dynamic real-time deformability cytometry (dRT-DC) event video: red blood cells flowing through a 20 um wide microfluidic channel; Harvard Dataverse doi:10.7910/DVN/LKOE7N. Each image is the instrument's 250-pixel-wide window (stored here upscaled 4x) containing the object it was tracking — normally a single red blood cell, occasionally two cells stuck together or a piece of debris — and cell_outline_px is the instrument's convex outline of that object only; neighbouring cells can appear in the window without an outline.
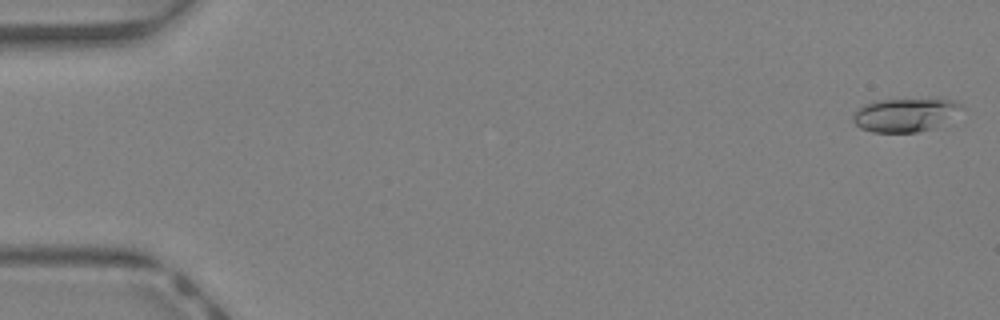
{"species": "Egyptian fruit bat (a non-hibernating species)", "species_latin": "Rousettus aegyptiacus", "temperature_condition": "warm", "stored_images_in_passage": 34, "camera_frame_rate_fps": 3000, "um_per_image_px": 0.085, "animal": {"sex": "female"}, "frame": {"image": 1, "passage_image": 1, "time_ms": 0.0, "image_size_px": [1000, 320], "cell_outline_px": [[968, 108], [932, 128], [916, 132], [872, 132], [860, 128], [852, 120], [852, 116], [856, 108], [876, 100], [948, 100], [964, 104]], "centroid_in_image_um": [76.92, 9.77], "position_along_channel_um": 8.1, "area_um2": 20.98}}
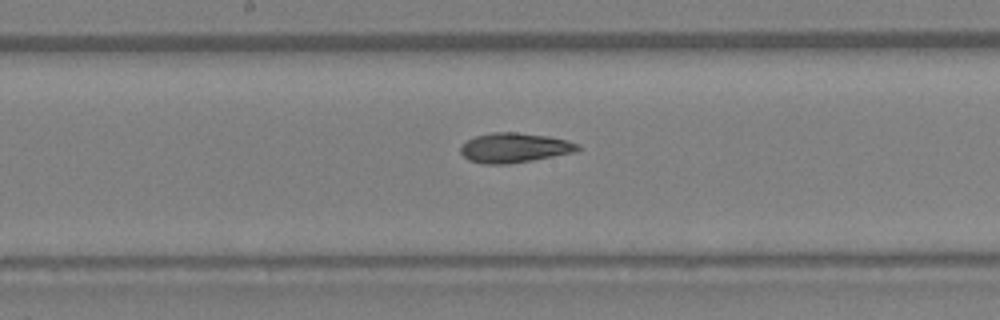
{"frame": {"image": 2, "passage_image": 23, "time_ms": 7.333, "image_size_px": [1000, 320], "cell_outline_px": [[580, 148], [576, 152], [532, 160], [508, 164], [484, 164], [468, 160], [460, 152], [460, 144], [476, 136], [492, 132], [516, 132], [548, 136], [568, 140], [580, 144]], "centroid_in_image_um": [43.72, 12.56], "position_along_channel_um": 204.5, "area_um2": 20.4}}
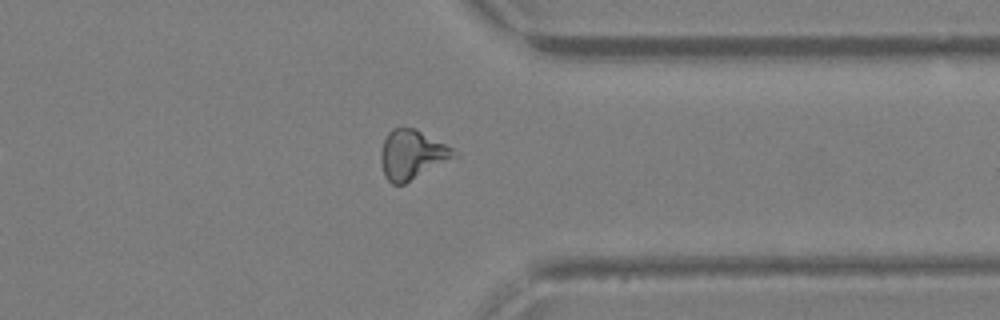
{"frame": {"image": 3, "passage_image": 34, "time_ms": 11.0, "image_size_px": [1000, 320], "cell_outline_px": [[460, 156], [404, 184], [392, 184], [384, 176], [380, 160], [380, 152], [384, 140], [388, 132], [392, 128], [416, 128], [452, 148]], "centroid_in_image_um": [35.03, 13.15], "position_along_channel_um": 376.4, "area_um2": 21.21}, "authors_computed_cell_mechanics": {"area_um2": 20.0855, "velocity_mm_per_s": 4.793, "shape_relaxation_time_tau1_ms": null, "shape_relaxation_time_tau2_ms": 2.6302, "deformation_change_tau1": null, "deformation_change_tau2": 0.1295}}